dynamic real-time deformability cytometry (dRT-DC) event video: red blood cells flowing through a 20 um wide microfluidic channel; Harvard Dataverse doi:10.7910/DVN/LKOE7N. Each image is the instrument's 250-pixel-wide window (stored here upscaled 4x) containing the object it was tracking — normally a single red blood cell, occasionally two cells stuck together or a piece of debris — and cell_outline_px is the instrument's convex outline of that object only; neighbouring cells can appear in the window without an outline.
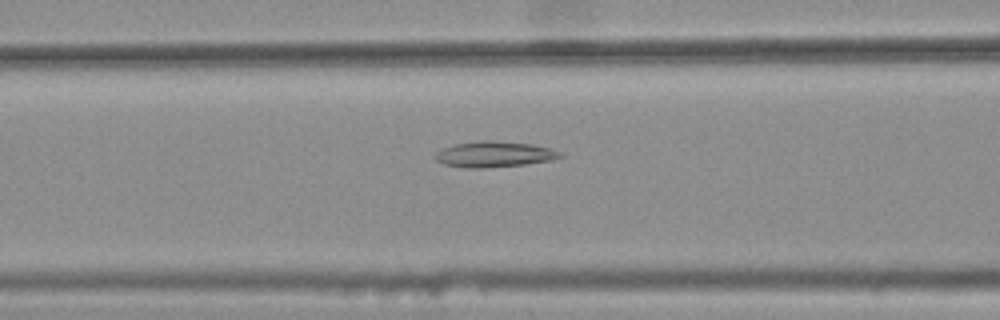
{"species": "common noctule bat (a hibernating species)", "species_latin": "Nyctalus noctula", "temperature_condition": "warm", "stored_images_in_passage": 34, "camera_frame_rate_fps": 3000, "um_per_image_px": 0.085, "animal": {"sex": "female", "body_mass_g": 25.1}, "frame": {"image": 1, "passage_image": 13, "time_ms": 4.0, "image_size_px": [1000, 320], "cell_outline_px": [[564, 156], [552, 160], [524, 164], [484, 168], [464, 168], [444, 164], [436, 160], [432, 156], [436, 152], [452, 144], [480, 140], [492, 140], [532, 144], [552, 148], [560, 152]], "centroid_in_image_um": [41.99, 13.1], "position_along_channel_um": 124.6, "area_um2": 18.96}}
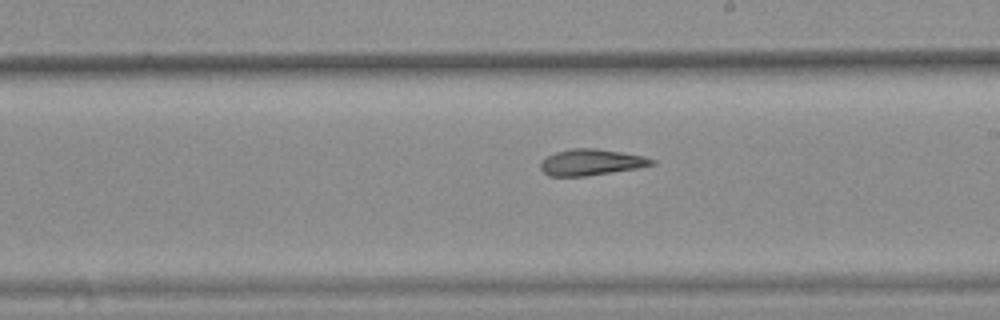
{"frame": {"image": 2, "passage_image": 22, "time_ms": 7.0, "image_size_px": [1000, 320], "cell_outline_px": [[656, 164], [636, 168], [588, 176], [548, 176], [540, 168], [540, 160], [556, 152], [572, 148], [596, 148], [644, 156], [656, 160]], "centroid_in_image_um": [50.23, 13.79], "position_along_channel_um": 238.8, "area_um2": 16.99}}
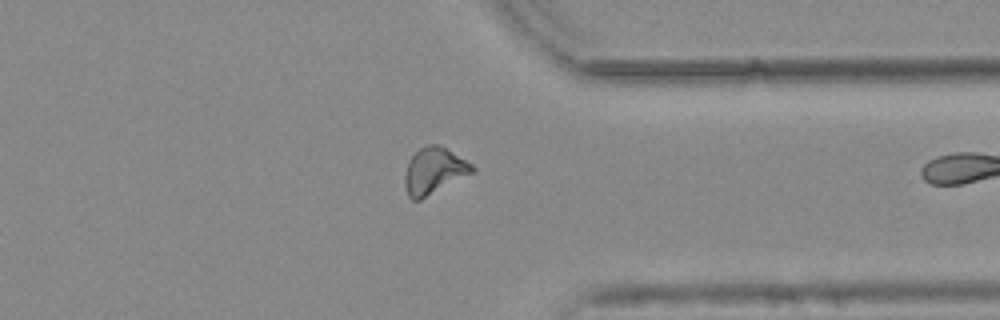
{"frame": {"image": 3, "passage_image": 33, "time_ms": 10.667, "image_size_px": [1000, 320], "cell_outline_px": [[476, 172], [420, 200], [412, 200], [408, 196], [404, 184], [404, 176], [408, 160], [420, 148], [428, 144], [436, 144], [444, 148], [472, 164], [476, 168]], "centroid_in_image_um": [36.89, 14.55], "position_along_channel_um": 374.5, "area_um2": 18.26}}